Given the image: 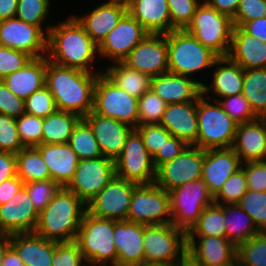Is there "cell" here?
I'll list each match as a JSON object with an SVG mask.
<instances>
[{"mask_svg":"<svg viewBox=\"0 0 266 266\" xmlns=\"http://www.w3.org/2000/svg\"><path fill=\"white\" fill-rule=\"evenodd\" d=\"M113 237L117 250V266L145 263L144 224L127 220L115 221Z\"/></svg>","mask_w":266,"mask_h":266,"instance_id":"23","label":"cell"},{"mask_svg":"<svg viewBox=\"0 0 266 266\" xmlns=\"http://www.w3.org/2000/svg\"><path fill=\"white\" fill-rule=\"evenodd\" d=\"M205 150L187 146L179 156L156 170L155 183L167 192L193 180L201 179Z\"/></svg>","mask_w":266,"mask_h":266,"instance_id":"16","label":"cell"},{"mask_svg":"<svg viewBox=\"0 0 266 266\" xmlns=\"http://www.w3.org/2000/svg\"><path fill=\"white\" fill-rule=\"evenodd\" d=\"M103 73L118 87L134 98H140L145 92L151 89L152 77L148 74L133 70L122 62H115L112 66H107Z\"/></svg>","mask_w":266,"mask_h":266,"instance_id":"34","label":"cell"},{"mask_svg":"<svg viewBox=\"0 0 266 266\" xmlns=\"http://www.w3.org/2000/svg\"><path fill=\"white\" fill-rule=\"evenodd\" d=\"M202 0H167L172 30H184L191 23Z\"/></svg>","mask_w":266,"mask_h":266,"instance_id":"49","label":"cell"},{"mask_svg":"<svg viewBox=\"0 0 266 266\" xmlns=\"http://www.w3.org/2000/svg\"><path fill=\"white\" fill-rule=\"evenodd\" d=\"M48 167L51 179L61 187H66L72 180L79 159L68 143L40 144L36 146Z\"/></svg>","mask_w":266,"mask_h":266,"instance_id":"29","label":"cell"},{"mask_svg":"<svg viewBox=\"0 0 266 266\" xmlns=\"http://www.w3.org/2000/svg\"><path fill=\"white\" fill-rule=\"evenodd\" d=\"M209 6L220 13L229 16L231 19L235 16L240 0H203Z\"/></svg>","mask_w":266,"mask_h":266,"instance_id":"62","label":"cell"},{"mask_svg":"<svg viewBox=\"0 0 266 266\" xmlns=\"http://www.w3.org/2000/svg\"><path fill=\"white\" fill-rule=\"evenodd\" d=\"M237 205L250 215L260 232H266V191L248 190Z\"/></svg>","mask_w":266,"mask_h":266,"instance_id":"44","label":"cell"},{"mask_svg":"<svg viewBox=\"0 0 266 266\" xmlns=\"http://www.w3.org/2000/svg\"><path fill=\"white\" fill-rule=\"evenodd\" d=\"M127 12L149 33L171 32V19L167 0H133Z\"/></svg>","mask_w":266,"mask_h":266,"instance_id":"32","label":"cell"},{"mask_svg":"<svg viewBox=\"0 0 266 266\" xmlns=\"http://www.w3.org/2000/svg\"><path fill=\"white\" fill-rule=\"evenodd\" d=\"M97 73L58 65L46 56L45 86L54 97L57 110L72 112L84 118L93 111ZM99 72V73H98Z\"/></svg>","mask_w":266,"mask_h":266,"instance_id":"1","label":"cell"},{"mask_svg":"<svg viewBox=\"0 0 266 266\" xmlns=\"http://www.w3.org/2000/svg\"><path fill=\"white\" fill-rule=\"evenodd\" d=\"M49 12L50 0H18L15 18L43 30L42 23L48 18Z\"/></svg>","mask_w":266,"mask_h":266,"instance_id":"45","label":"cell"},{"mask_svg":"<svg viewBox=\"0 0 266 266\" xmlns=\"http://www.w3.org/2000/svg\"><path fill=\"white\" fill-rule=\"evenodd\" d=\"M159 124L172 136L194 146L198 137L197 101L167 104Z\"/></svg>","mask_w":266,"mask_h":266,"instance_id":"25","label":"cell"},{"mask_svg":"<svg viewBox=\"0 0 266 266\" xmlns=\"http://www.w3.org/2000/svg\"><path fill=\"white\" fill-rule=\"evenodd\" d=\"M222 99V100H221ZM223 110L239 125L257 120L248 100L244 95L237 94L218 100Z\"/></svg>","mask_w":266,"mask_h":266,"instance_id":"48","label":"cell"},{"mask_svg":"<svg viewBox=\"0 0 266 266\" xmlns=\"http://www.w3.org/2000/svg\"><path fill=\"white\" fill-rule=\"evenodd\" d=\"M52 266H87L76 241L57 242Z\"/></svg>","mask_w":266,"mask_h":266,"instance_id":"53","label":"cell"},{"mask_svg":"<svg viewBox=\"0 0 266 266\" xmlns=\"http://www.w3.org/2000/svg\"><path fill=\"white\" fill-rule=\"evenodd\" d=\"M138 185L126 179L114 178L87 204V212L99 218L127 220L130 201Z\"/></svg>","mask_w":266,"mask_h":266,"instance_id":"14","label":"cell"},{"mask_svg":"<svg viewBox=\"0 0 266 266\" xmlns=\"http://www.w3.org/2000/svg\"><path fill=\"white\" fill-rule=\"evenodd\" d=\"M93 112L116 119L134 129L139 125L138 98L130 96L104 73L98 74L94 86Z\"/></svg>","mask_w":266,"mask_h":266,"instance_id":"10","label":"cell"},{"mask_svg":"<svg viewBox=\"0 0 266 266\" xmlns=\"http://www.w3.org/2000/svg\"><path fill=\"white\" fill-rule=\"evenodd\" d=\"M232 149L242 164L266 161V118L239 124Z\"/></svg>","mask_w":266,"mask_h":266,"instance_id":"26","label":"cell"},{"mask_svg":"<svg viewBox=\"0 0 266 266\" xmlns=\"http://www.w3.org/2000/svg\"><path fill=\"white\" fill-rule=\"evenodd\" d=\"M30 200L35 210L40 213L50 202L55 194L61 189V186L52 179L44 181H31L24 183Z\"/></svg>","mask_w":266,"mask_h":266,"instance_id":"47","label":"cell"},{"mask_svg":"<svg viewBox=\"0 0 266 266\" xmlns=\"http://www.w3.org/2000/svg\"><path fill=\"white\" fill-rule=\"evenodd\" d=\"M127 221L144 225L170 224L169 193L156 183L138 185L131 197Z\"/></svg>","mask_w":266,"mask_h":266,"instance_id":"11","label":"cell"},{"mask_svg":"<svg viewBox=\"0 0 266 266\" xmlns=\"http://www.w3.org/2000/svg\"><path fill=\"white\" fill-rule=\"evenodd\" d=\"M224 65V66H223ZM213 80L210 86L202 85V94L210 100H220V98L241 94L243 91L244 69L234 63L228 56L219 57L214 65ZM212 85V86H211ZM212 91L208 96L207 94ZM217 96V98H215Z\"/></svg>","mask_w":266,"mask_h":266,"instance_id":"27","label":"cell"},{"mask_svg":"<svg viewBox=\"0 0 266 266\" xmlns=\"http://www.w3.org/2000/svg\"><path fill=\"white\" fill-rule=\"evenodd\" d=\"M115 175L113 159L101 156L79 160L76 172L66 188L87 204Z\"/></svg>","mask_w":266,"mask_h":266,"instance_id":"13","label":"cell"},{"mask_svg":"<svg viewBox=\"0 0 266 266\" xmlns=\"http://www.w3.org/2000/svg\"><path fill=\"white\" fill-rule=\"evenodd\" d=\"M148 34L149 32L127 12L98 45L99 56L112 59V63L123 62Z\"/></svg>","mask_w":266,"mask_h":266,"instance_id":"17","label":"cell"},{"mask_svg":"<svg viewBox=\"0 0 266 266\" xmlns=\"http://www.w3.org/2000/svg\"><path fill=\"white\" fill-rule=\"evenodd\" d=\"M187 257L199 266H235L237 247L226 237L187 236Z\"/></svg>","mask_w":266,"mask_h":266,"instance_id":"19","label":"cell"},{"mask_svg":"<svg viewBox=\"0 0 266 266\" xmlns=\"http://www.w3.org/2000/svg\"><path fill=\"white\" fill-rule=\"evenodd\" d=\"M171 224L188 233L203 210L214 203L203 179L193 180L169 191Z\"/></svg>","mask_w":266,"mask_h":266,"instance_id":"9","label":"cell"},{"mask_svg":"<svg viewBox=\"0 0 266 266\" xmlns=\"http://www.w3.org/2000/svg\"><path fill=\"white\" fill-rule=\"evenodd\" d=\"M16 126L24 147L42 144L43 118L24 113L16 119Z\"/></svg>","mask_w":266,"mask_h":266,"instance_id":"46","label":"cell"},{"mask_svg":"<svg viewBox=\"0 0 266 266\" xmlns=\"http://www.w3.org/2000/svg\"><path fill=\"white\" fill-rule=\"evenodd\" d=\"M239 156L232 148L205 150L201 178L213 197L220 191L225 181L241 168Z\"/></svg>","mask_w":266,"mask_h":266,"instance_id":"22","label":"cell"},{"mask_svg":"<svg viewBox=\"0 0 266 266\" xmlns=\"http://www.w3.org/2000/svg\"><path fill=\"white\" fill-rule=\"evenodd\" d=\"M211 102L203 94L197 100L198 137L194 146L203 150L232 148L238 124L218 101Z\"/></svg>","mask_w":266,"mask_h":266,"instance_id":"6","label":"cell"},{"mask_svg":"<svg viewBox=\"0 0 266 266\" xmlns=\"http://www.w3.org/2000/svg\"><path fill=\"white\" fill-rule=\"evenodd\" d=\"M17 176L24 182L51 179L48 167L36 147H24L16 154Z\"/></svg>","mask_w":266,"mask_h":266,"instance_id":"38","label":"cell"},{"mask_svg":"<svg viewBox=\"0 0 266 266\" xmlns=\"http://www.w3.org/2000/svg\"><path fill=\"white\" fill-rule=\"evenodd\" d=\"M31 59L25 52L0 45V80L23 68Z\"/></svg>","mask_w":266,"mask_h":266,"instance_id":"54","label":"cell"},{"mask_svg":"<svg viewBox=\"0 0 266 266\" xmlns=\"http://www.w3.org/2000/svg\"><path fill=\"white\" fill-rule=\"evenodd\" d=\"M247 191L246 176L241 167L225 181L220 191L214 196V202L220 205L237 204Z\"/></svg>","mask_w":266,"mask_h":266,"instance_id":"42","label":"cell"},{"mask_svg":"<svg viewBox=\"0 0 266 266\" xmlns=\"http://www.w3.org/2000/svg\"><path fill=\"white\" fill-rule=\"evenodd\" d=\"M18 0H0V21L14 18Z\"/></svg>","mask_w":266,"mask_h":266,"instance_id":"63","label":"cell"},{"mask_svg":"<svg viewBox=\"0 0 266 266\" xmlns=\"http://www.w3.org/2000/svg\"><path fill=\"white\" fill-rule=\"evenodd\" d=\"M114 225L115 220L99 218L86 211L75 241L87 266H105L107 263L117 266Z\"/></svg>","mask_w":266,"mask_h":266,"instance_id":"4","label":"cell"},{"mask_svg":"<svg viewBox=\"0 0 266 266\" xmlns=\"http://www.w3.org/2000/svg\"><path fill=\"white\" fill-rule=\"evenodd\" d=\"M116 176L137 185L155 183L156 169L140 133L133 129L126 139L121 155L115 160Z\"/></svg>","mask_w":266,"mask_h":266,"instance_id":"12","label":"cell"},{"mask_svg":"<svg viewBox=\"0 0 266 266\" xmlns=\"http://www.w3.org/2000/svg\"><path fill=\"white\" fill-rule=\"evenodd\" d=\"M187 236L226 237L224 205L214 202L207 206Z\"/></svg>","mask_w":266,"mask_h":266,"instance_id":"40","label":"cell"},{"mask_svg":"<svg viewBox=\"0 0 266 266\" xmlns=\"http://www.w3.org/2000/svg\"><path fill=\"white\" fill-rule=\"evenodd\" d=\"M46 56L32 58L26 65L2 81L24 101L45 86Z\"/></svg>","mask_w":266,"mask_h":266,"instance_id":"33","label":"cell"},{"mask_svg":"<svg viewBox=\"0 0 266 266\" xmlns=\"http://www.w3.org/2000/svg\"><path fill=\"white\" fill-rule=\"evenodd\" d=\"M145 263L175 266L187 257V233L173 224L144 225Z\"/></svg>","mask_w":266,"mask_h":266,"instance_id":"8","label":"cell"},{"mask_svg":"<svg viewBox=\"0 0 266 266\" xmlns=\"http://www.w3.org/2000/svg\"><path fill=\"white\" fill-rule=\"evenodd\" d=\"M84 119L91 126L102 155L115 161L121 155L126 139L134 128L93 111Z\"/></svg>","mask_w":266,"mask_h":266,"instance_id":"21","label":"cell"},{"mask_svg":"<svg viewBox=\"0 0 266 266\" xmlns=\"http://www.w3.org/2000/svg\"><path fill=\"white\" fill-rule=\"evenodd\" d=\"M133 0H109L107 1L108 3H115V4H121L124 5L126 7H128Z\"/></svg>","mask_w":266,"mask_h":266,"instance_id":"67","label":"cell"},{"mask_svg":"<svg viewBox=\"0 0 266 266\" xmlns=\"http://www.w3.org/2000/svg\"><path fill=\"white\" fill-rule=\"evenodd\" d=\"M25 113L24 100L17 97L6 85L0 80V114L17 119Z\"/></svg>","mask_w":266,"mask_h":266,"instance_id":"56","label":"cell"},{"mask_svg":"<svg viewBox=\"0 0 266 266\" xmlns=\"http://www.w3.org/2000/svg\"><path fill=\"white\" fill-rule=\"evenodd\" d=\"M81 117L72 112L56 110L43 118L42 144H65Z\"/></svg>","mask_w":266,"mask_h":266,"instance_id":"36","label":"cell"},{"mask_svg":"<svg viewBox=\"0 0 266 266\" xmlns=\"http://www.w3.org/2000/svg\"><path fill=\"white\" fill-rule=\"evenodd\" d=\"M24 107L25 113L40 118H45L57 110L54 97L46 86L30 95L24 101Z\"/></svg>","mask_w":266,"mask_h":266,"instance_id":"50","label":"cell"},{"mask_svg":"<svg viewBox=\"0 0 266 266\" xmlns=\"http://www.w3.org/2000/svg\"><path fill=\"white\" fill-rule=\"evenodd\" d=\"M175 266H199L193 263L188 257H186L183 261L179 262Z\"/></svg>","mask_w":266,"mask_h":266,"instance_id":"66","label":"cell"},{"mask_svg":"<svg viewBox=\"0 0 266 266\" xmlns=\"http://www.w3.org/2000/svg\"><path fill=\"white\" fill-rule=\"evenodd\" d=\"M248 190L266 191V161L246 162L241 165Z\"/></svg>","mask_w":266,"mask_h":266,"instance_id":"57","label":"cell"},{"mask_svg":"<svg viewBox=\"0 0 266 266\" xmlns=\"http://www.w3.org/2000/svg\"><path fill=\"white\" fill-rule=\"evenodd\" d=\"M10 245L9 243V235L0 233V266H2V262L4 259V254L6 248Z\"/></svg>","mask_w":266,"mask_h":266,"instance_id":"65","label":"cell"},{"mask_svg":"<svg viewBox=\"0 0 266 266\" xmlns=\"http://www.w3.org/2000/svg\"><path fill=\"white\" fill-rule=\"evenodd\" d=\"M167 104L153 90H148L138 98L139 125L158 124Z\"/></svg>","mask_w":266,"mask_h":266,"instance_id":"43","label":"cell"},{"mask_svg":"<svg viewBox=\"0 0 266 266\" xmlns=\"http://www.w3.org/2000/svg\"><path fill=\"white\" fill-rule=\"evenodd\" d=\"M97 54L98 45L72 15L59 24L52 23L47 39L49 61L96 73L90 65L97 58Z\"/></svg>","mask_w":266,"mask_h":266,"instance_id":"2","label":"cell"},{"mask_svg":"<svg viewBox=\"0 0 266 266\" xmlns=\"http://www.w3.org/2000/svg\"><path fill=\"white\" fill-rule=\"evenodd\" d=\"M51 25L44 30L17 18L0 21V45L27 53L32 58L47 56ZM46 29V30H45Z\"/></svg>","mask_w":266,"mask_h":266,"instance_id":"15","label":"cell"},{"mask_svg":"<svg viewBox=\"0 0 266 266\" xmlns=\"http://www.w3.org/2000/svg\"><path fill=\"white\" fill-rule=\"evenodd\" d=\"M23 148L17 131L16 119L0 114V151L17 154Z\"/></svg>","mask_w":266,"mask_h":266,"instance_id":"51","label":"cell"},{"mask_svg":"<svg viewBox=\"0 0 266 266\" xmlns=\"http://www.w3.org/2000/svg\"><path fill=\"white\" fill-rule=\"evenodd\" d=\"M2 266H25L21 258L18 256L16 250L9 245L6 248Z\"/></svg>","mask_w":266,"mask_h":266,"instance_id":"64","label":"cell"},{"mask_svg":"<svg viewBox=\"0 0 266 266\" xmlns=\"http://www.w3.org/2000/svg\"><path fill=\"white\" fill-rule=\"evenodd\" d=\"M17 176L16 154L0 151V184Z\"/></svg>","mask_w":266,"mask_h":266,"instance_id":"59","label":"cell"},{"mask_svg":"<svg viewBox=\"0 0 266 266\" xmlns=\"http://www.w3.org/2000/svg\"><path fill=\"white\" fill-rule=\"evenodd\" d=\"M127 13V7L115 3H101L84 16L73 17L84 28L91 39L99 45L108 33L118 24Z\"/></svg>","mask_w":266,"mask_h":266,"instance_id":"30","label":"cell"},{"mask_svg":"<svg viewBox=\"0 0 266 266\" xmlns=\"http://www.w3.org/2000/svg\"><path fill=\"white\" fill-rule=\"evenodd\" d=\"M242 94L258 118H266V67L244 70Z\"/></svg>","mask_w":266,"mask_h":266,"instance_id":"37","label":"cell"},{"mask_svg":"<svg viewBox=\"0 0 266 266\" xmlns=\"http://www.w3.org/2000/svg\"><path fill=\"white\" fill-rule=\"evenodd\" d=\"M203 82L170 72L152 77L151 90L166 104L197 101L202 95Z\"/></svg>","mask_w":266,"mask_h":266,"instance_id":"24","label":"cell"},{"mask_svg":"<svg viewBox=\"0 0 266 266\" xmlns=\"http://www.w3.org/2000/svg\"><path fill=\"white\" fill-rule=\"evenodd\" d=\"M188 145L181 139L171 136L152 157L155 169L179 156Z\"/></svg>","mask_w":266,"mask_h":266,"instance_id":"58","label":"cell"},{"mask_svg":"<svg viewBox=\"0 0 266 266\" xmlns=\"http://www.w3.org/2000/svg\"><path fill=\"white\" fill-rule=\"evenodd\" d=\"M87 211L86 204L66 187L39 213L35 233L56 242L75 241Z\"/></svg>","mask_w":266,"mask_h":266,"instance_id":"3","label":"cell"},{"mask_svg":"<svg viewBox=\"0 0 266 266\" xmlns=\"http://www.w3.org/2000/svg\"><path fill=\"white\" fill-rule=\"evenodd\" d=\"M165 35L168 47V72L170 73L192 78L195 72L213 67L219 58L215 52L203 46L185 29L172 30Z\"/></svg>","mask_w":266,"mask_h":266,"instance_id":"5","label":"cell"},{"mask_svg":"<svg viewBox=\"0 0 266 266\" xmlns=\"http://www.w3.org/2000/svg\"><path fill=\"white\" fill-rule=\"evenodd\" d=\"M133 266H168V265H164V264H155V263H141V264L133 265Z\"/></svg>","mask_w":266,"mask_h":266,"instance_id":"68","label":"cell"},{"mask_svg":"<svg viewBox=\"0 0 266 266\" xmlns=\"http://www.w3.org/2000/svg\"><path fill=\"white\" fill-rule=\"evenodd\" d=\"M9 243L25 266H52L56 241L45 239L35 232L9 235Z\"/></svg>","mask_w":266,"mask_h":266,"instance_id":"28","label":"cell"},{"mask_svg":"<svg viewBox=\"0 0 266 266\" xmlns=\"http://www.w3.org/2000/svg\"><path fill=\"white\" fill-rule=\"evenodd\" d=\"M135 129L140 133L144 145L152 157L159 149H162L165 142L172 136L171 133L159 123L138 125Z\"/></svg>","mask_w":266,"mask_h":266,"instance_id":"52","label":"cell"},{"mask_svg":"<svg viewBox=\"0 0 266 266\" xmlns=\"http://www.w3.org/2000/svg\"><path fill=\"white\" fill-rule=\"evenodd\" d=\"M226 238L236 247L260 233L250 215L237 204L224 205Z\"/></svg>","mask_w":266,"mask_h":266,"instance_id":"35","label":"cell"},{"mask_svg":"<svg viewBox=\"0 0 266 266\" xmlns=\"http://www.w3.org/2000/svg\"><path fill=\"white\" fill-rule=\"evenodd\" d=\"M240 28L247 34L266 43V17L243 23Z\"/></svg>","mask_w":266,"mask_h":266,"instance_id":"60","label":"cell"},{"mask_svg":"<svg viewBox=\"0 0 266 266\" xmlns=\"http://www.w3.org/2000/svg\"><path fill=\"white\" fill-rule=\"evenodd\" d=\"M39 213L23 186L9 201L0 205V233L34 232Z\"/></svg>","mask_w":266,"mask_h":266,"instance_id":"20","label":"cell"},{"mask_svg":"<svg viewBox=\"0 0 266 266\" xmlns=\"http://www.w3.org/2000/svg\"><path fill=\"white\" fill-rule=\"evenodd\" d=\"M238 266H266V232H260L237 247Z\"/></svg>","mask_w":266,"mask_h":266,"instance_id":"41","label":"cell"},{"mask_svg":"<svg viewBox=\"0 0 266 266\" xmlns=\"http://www.w3.org/2000/svg\"><path fill=\"white\" fill-rule=\"evenodd\" d=\"M266 17V0H240L235 16L232 18L233 27L243 23Z\"/></svg>","mask_w":266,"mask_h":266,"instance_id":"55","label":"cell"},{"mask_svg":"<svg viewBox=\"0 0 266 266\" xmlns=\"http://www.w3.org/2000/svg\"><path fill=\"white\" fill-rule=\"evenodd\" d=\"M228 57L244 70L266 67V43L233 27Z\"/></svg>","mask_w":266,"mask_h":266,"instance_id":"31","label":"cell"},{"mask_svg":"<svg viewBox=\"0 0 266 266\" xmlns=\"http://www.w3.org/2000/svg\"><path fill=\"white\" fill-rule=\"evenodd\" d=\"M122 63L150 77L168 72L166 35L149 33L132 49Z\"/></svg>","mask_w":266,"mask_h":266,"instance_id":"18","label":"cell"},{"mask_svg":"<svg viewBox=\"0 0 266 266\" xmlns=\"http://www.w3.org/2000/svg\"><path fill=\"white\" fill-rule=\"evenodd\" d=\"M24 182L15 176L0 184V205L9 201L22 187Z\"/></svg>","mask_w":266,"mask_h":266,"instance_id":"61","label":"cell"},{"mask_svg":"<svg viewBox=\"0 0 266 266\" xmlns=\"http://www.w3.org/2000/svg\"><path fill=\"white\" fill-rule=\"evenodd\" d=\"M185 30L219 57L228 56L233 30L232 19L205 1L202 0L198 5L191 23Z\"/></svg>","mask_w":266,"mask_h":266,"instance_id":"7","label":"cell"},{"mask_svg":"<svg viewBox=\"0 0 266 266\" xmlns=\"http://www.w3.org/2000/svg\"><path fill=\"white\" fill-rule=\"evenodd\" d=\"M68 144L79 160L103 156L91 126L84 118H81L74 127Z\"/></svg>","mask_w":266,"mask_h":266,"instance_id":"39","label":"cell"}]
</instances>
